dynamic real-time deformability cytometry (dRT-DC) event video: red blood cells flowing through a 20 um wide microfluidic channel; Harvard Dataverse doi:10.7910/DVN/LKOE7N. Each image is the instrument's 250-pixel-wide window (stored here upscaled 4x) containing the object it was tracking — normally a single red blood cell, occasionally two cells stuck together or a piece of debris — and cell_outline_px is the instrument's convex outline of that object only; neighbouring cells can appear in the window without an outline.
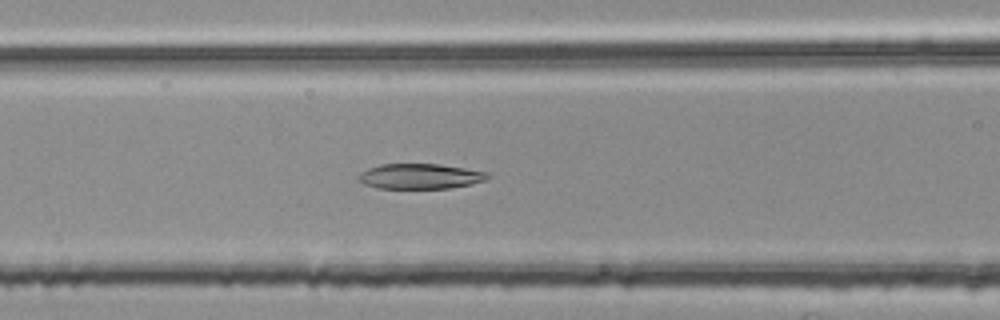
{"species": "common noctule bat (a hibernating species)", "species_latin": "Nyctalus noctula", "temperature_condition": "room temperature", "stored_images_in_passage": 41, "camera_frame_rate_fps": 3000, "um_per_image_px": 0.085, "animal": {"sex": "female", "body_mass_g": 25.1}, "frame": {"image": 1, "passage_image": 10, "time_ms": 3.0, "image_size_px": [1000, 320], "cell_outline_px": [[492, 176], [484, 180], [472, 184], [448, 188], [380, 188], [364, 184], [360, 180], [360, 176], [368, 168], [380, 164], [440, 164], [488, 172]], "centroid_in_image_um": [35.77, 14.98], "position_along_channel_um": 130.8, "area_um2": 18.73}}
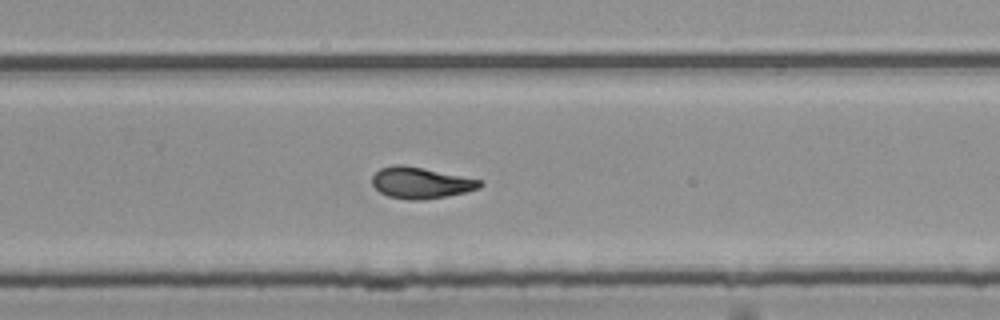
{"frame": {"image": 2, "passage_image": 23, "time_ms": 7.333, "image_size_px": [1000, 320], "cell_outline_px": [[484, 184], [480, 188], [464, 192], [444, 196], [420, 200], [408, 200], [388, 196], [380, 192], [372, 184], [372, 176], [380, 168], [392, 164], [400, 164], [424, 168], [480, 180]], "centroid_in_image_um": [35.73, 15.53], "position_along_channel_um": 294.1, "area_um2": 19.48}}
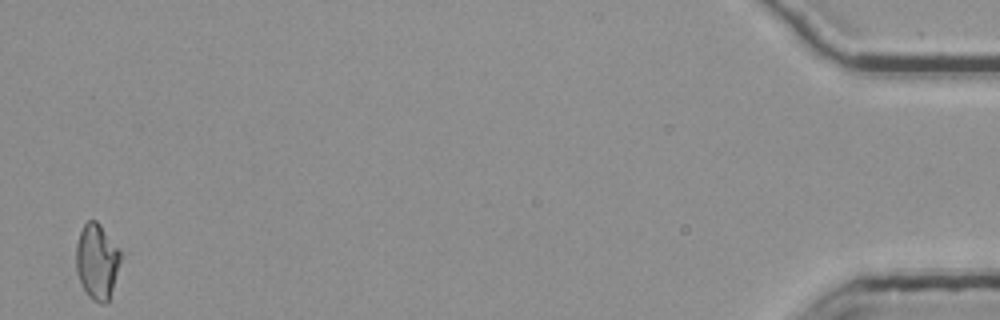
{"frame": {"image": 3, "passage_image": 41, "time_ms": 13.333, "image_size_px": [1000, 320], "cell_outline_px": [[124, 256], [108, 304], [100, 304], [92, 300], [88, 296], [76, 272], [76, 244], [80, 232], [84, 224], [88, 220], [96, 220], [100, 224]], "centroid_in_image_um": [8.28, 22.26], "position_along_channel_um": 426.9, "area_um2": 20.0}, "authors_computed_cell_mechanics": {"area_um2": 19.4786, "velocity_mm_per_s": 3.7737, "shape_relaxation_time_tau1_ms": 7.6507, "shape_relaxation_time_tau2_ms": 3.2913, "deformation_change_tau1": 0.2056, "deformation_change_tau2": 0.0937}}